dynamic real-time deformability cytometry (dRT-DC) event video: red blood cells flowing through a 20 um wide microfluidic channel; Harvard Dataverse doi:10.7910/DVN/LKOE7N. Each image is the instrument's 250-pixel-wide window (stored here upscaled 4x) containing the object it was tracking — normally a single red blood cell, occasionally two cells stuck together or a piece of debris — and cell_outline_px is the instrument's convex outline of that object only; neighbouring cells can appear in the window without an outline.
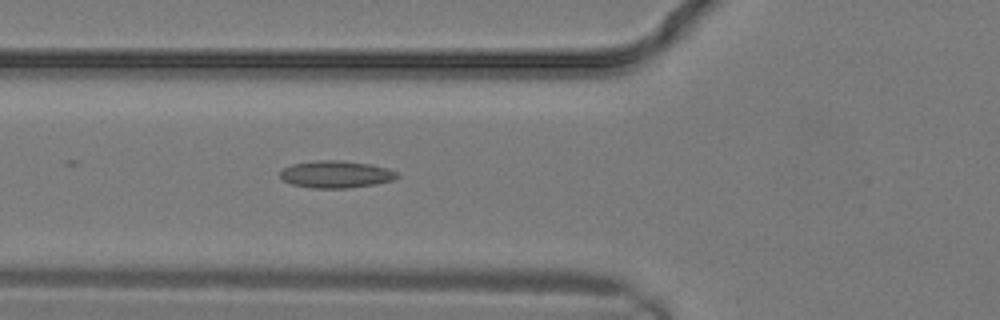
{"species": "common noctule bat (a hibernating species)", "species_latin": "Nyctalus noctula", "temperature_condition": "warm", "stored_images_in_passage": 2, "camera_frame_rate_fps": 3000, "um_per_image_px": 0.085, "animal": {"sex": "male", "body_mass_g": 19.2, "forearm_length_mm": 51.8}, "frame": {"image": 1, "passage_image": 2, "time_ms": 0.333, "image_size_px": [1000, 320], "cell_outline_px": [[400, 176], [392, 180], [376, 184], [348, 188], [312, 188], [292, 184], [284, 180], [280, 176], [280, 172], [284, 168], [292, 164], [316, 160], [344, 160], [372, 164], [388, 168], [396, 172]], "centroid_in_image_um": [28.58, 14.81], "position_along_channel_um": 97.2, "area_um2": 18.61}}